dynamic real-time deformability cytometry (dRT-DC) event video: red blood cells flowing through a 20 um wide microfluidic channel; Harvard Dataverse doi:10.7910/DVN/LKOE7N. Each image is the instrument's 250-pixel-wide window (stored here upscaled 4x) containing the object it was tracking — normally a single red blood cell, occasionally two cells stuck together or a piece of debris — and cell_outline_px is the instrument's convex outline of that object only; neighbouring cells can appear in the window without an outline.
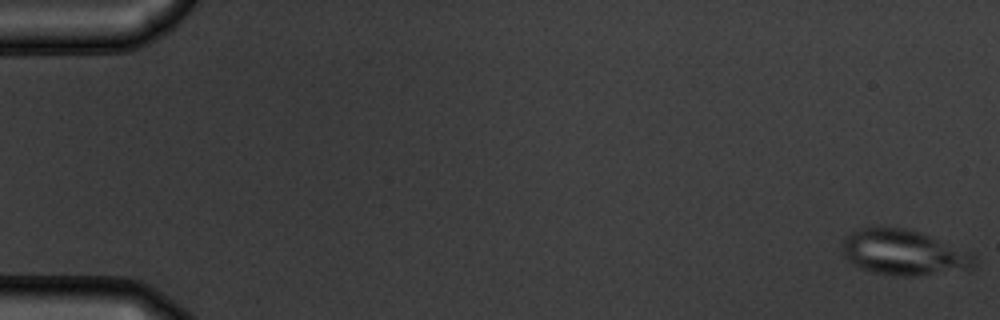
{"species": "common noctule bat (a hibernating species)", "species_latin": "Nyctalus noctula", "temperature_condition": "warm", "stored_images_in_passage": 13, "camera_frame_rate_fps": 3000, "um_per_image_px": 0.085, "animal": {"sex": "male", "body_mass_g": 19.5, "forearm_length_mm": 54.6}, "frame": {"image": 1, "passage_image": 1, "time_ms": 0.0, "image_size_px": [1000, 320], "cell_outline_px": [[976, 264], [972, 268], [912, 276], [900, 276], [872, 272], [860, 268], [848, 260], [844, 256], [844, 240], [856, 228], [876, 224], [904, 228], [928, 236], [972, 252], [976, 256]], "centroid_in_image_um": [76.79, 21.43], "position_along_channel_um": 8.2, "area_um2": 34.91}}